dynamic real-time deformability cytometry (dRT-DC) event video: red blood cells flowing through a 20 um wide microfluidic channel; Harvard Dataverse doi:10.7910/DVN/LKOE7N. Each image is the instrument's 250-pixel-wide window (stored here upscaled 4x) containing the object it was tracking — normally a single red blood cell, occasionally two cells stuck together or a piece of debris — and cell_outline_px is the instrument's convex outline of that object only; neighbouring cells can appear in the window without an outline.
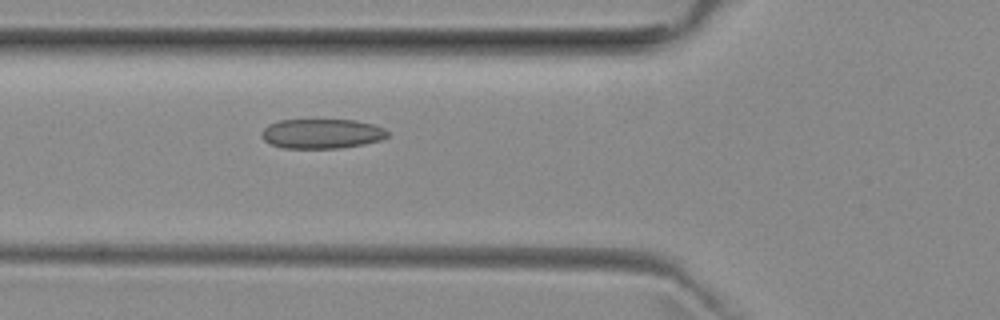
{"species": "common noctule bat (a hibernating species)", "species_latin": "Nyctalus noctula", "temperature_condition": "room temperature", "stored_images_in_passage": 52, "camera_frame_rate_fps": 3000, "um_per_image_px": 0.085, "animal": {"sex": "female", "body_mass_g": 29.2, "forearm_length_mm": 56.3}, "frame": {"image": 1, "passage_image": 19, "time_ms": 6.0, "image_size_px": [1000, 320], "cell_outline_px": [[388, 136], [380, 140], [364, 144], [340, 148], [284, 148], [272, 144], [264, 140], [260, 132], [268, 124], [280, 120], [356, 120], [372, 124], [384, 128], [388, 132]], "centroid_in_image_um": [27.35, 11.36], "position_along_channel_um": 98.5, "area_um2": 21.73}}
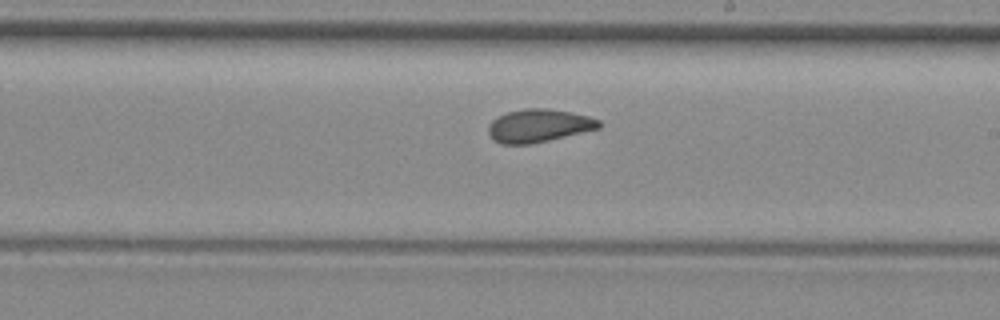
{"frame": {"image": 2, "passage_image": 30, "time_ms": 9.667, "image_size_px": [1000, 320], "cell_outline_px": [[600, 128], [532, 144], [500, 144], [492, 140], [488, 132], [488, 124], [492, 120], [508, 112], [524, 108], [548, 108], [588, 116], [600, 120]], "centroid_in_image_um": [45.76, 10.69], "position_along_channel_um": 243.2, "area_um2": 21.27}}
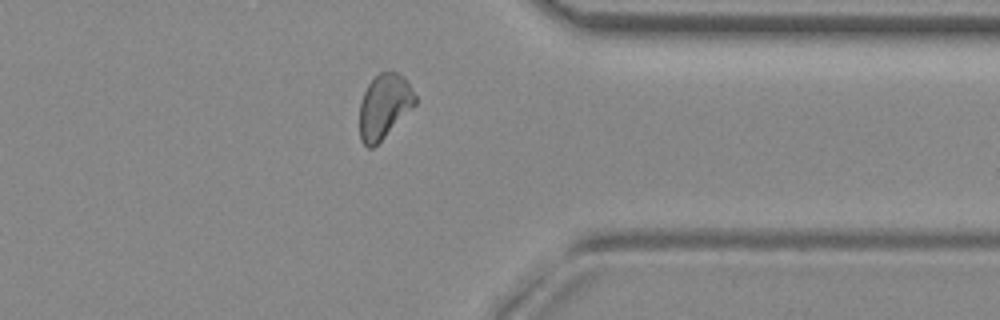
{"frame": {"image": 3, "passage_image": 41, "time_ms": 13.333, "image_size_px": [1000, 320], "cell_outline_px": [[416, 104], [372, 148], [368, 148], [360, 140], [360, 100], [368, 84], [380, 72], [396, 72], [404, 76], [416, 96]], "centroid_in_image_um": [32.65, 9.01], "position_along_channel_um": 378.8, "area_um2": 20.52}, "authors_computed_cell_mechanics": {"area_um2": 21.675, "velocity_mm_per_s": 3.9438, "shape_relaxation_time_tau1_ms": 9.1495, "shape_relaxation_time_tau2_ms": 1.3904, "deformation_change_tau1": 0.1611, "deformation_change_tau2": 0.069}}